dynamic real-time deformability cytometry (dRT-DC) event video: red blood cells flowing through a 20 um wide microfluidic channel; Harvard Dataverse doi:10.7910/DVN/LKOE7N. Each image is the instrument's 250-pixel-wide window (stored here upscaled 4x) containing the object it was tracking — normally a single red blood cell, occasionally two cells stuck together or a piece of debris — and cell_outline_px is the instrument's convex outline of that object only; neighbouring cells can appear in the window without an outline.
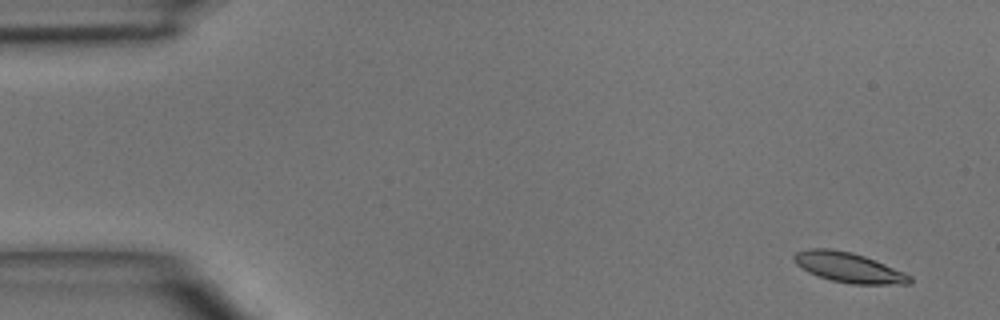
{"species": "common noctule bat (a hibernating species)", "species_latin": "Nyctalus noctula", "temperature_condition": "room temperature", "stored_images_in_passage": 4, "camera_frame_rate_fps": 3000, "um_per_image_px": 0.085, "animal": {"sex": "male", "body_mass_g": 15.6}, "frame": {"image": 1, "passage_image": 1, "time_ms": 0.0, "image_size_px": [1000, 320], "cell_outline_px": [[912, 284], [852, 284], [832, 280], [808, 272], [796, 264], [792, 260], [792, 256], [796, 252], [808, 248], [828, 248], [852, 252], [864, 256], [904, 272], [912, 276]], "centroid_in_image_um": [72.12, 22.73], "position_along_channel_um": 12.9, "area_um2": 20.17}}
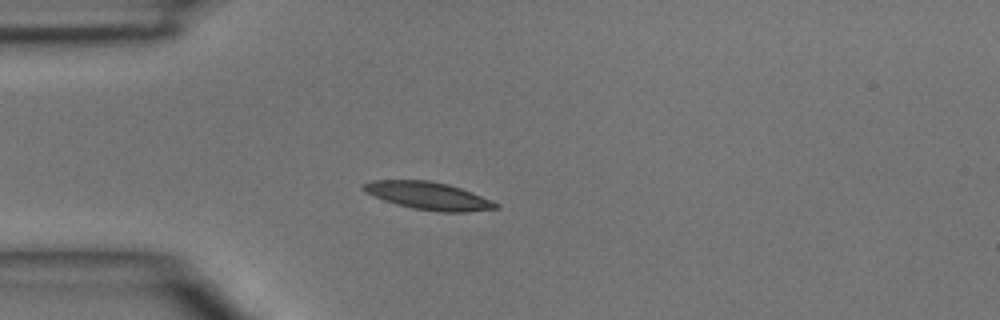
{"frame": {"image": 2, "passage_image": 3, "time_ms": 3.333, "image_size_px": [1000, 320], "cell_outline_px": [[500, 208], [468, 212], [440, 212], [412, 208], [396, 204], [384, 200], [364, 192], [360, 188], [360, 184], [372, 180], [428, 180], [448, 184], [472, 192], [492, 200], [500, 204]], "centroid_in_image_um": [36.4, 16.64], "position_along_channel_um": 48.6, "area_um2": 21.56}}